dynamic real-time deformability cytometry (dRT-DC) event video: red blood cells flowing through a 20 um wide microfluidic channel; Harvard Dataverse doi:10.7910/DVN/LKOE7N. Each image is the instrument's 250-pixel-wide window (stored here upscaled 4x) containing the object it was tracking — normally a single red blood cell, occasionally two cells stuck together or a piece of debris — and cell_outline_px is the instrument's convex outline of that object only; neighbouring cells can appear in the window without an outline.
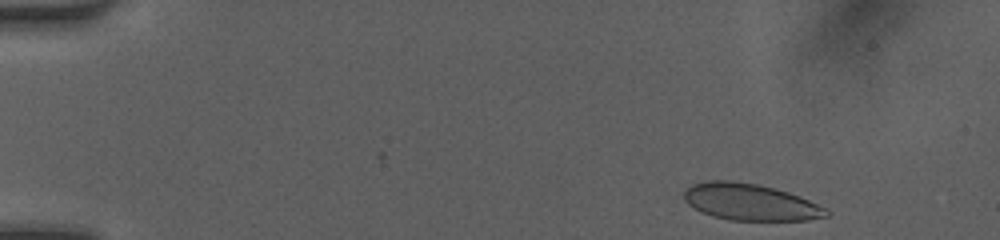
{"species": "human", "species_latin": "Homo sapiens", "temperature_condition": "room temperature", "stored_images_in_passage": 46, "camera_frame_rate_fps": 3000, "um_per_image_px": 0.085, "donor": {"sex": "female"}, "frame": {"image": 1, "passage_image": 2, "time_ms": 0.333, "image_size_px": [1000, 240], "cell_outline_px": [[832, 212], [828, 216], [808, 220], [732, 220], [712, 216], [688, 204], [684, 200], [684, 192], [692, 184], [708, 180], [732, 180], [756, 184], [788, 192], [828, 208]], "centroid_in_image_um": [63.8, 17.17], "position_along_channel_um": 21.2, "area_um2": 30.23}}
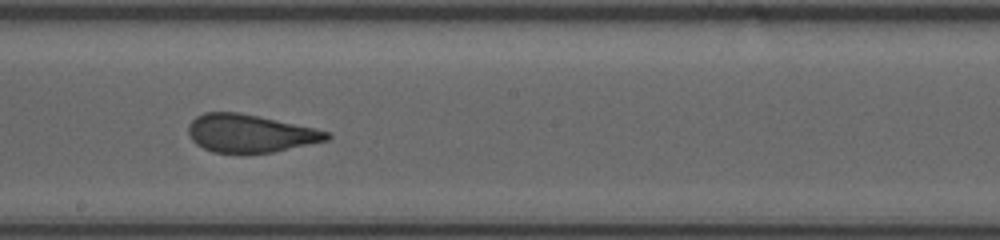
{"frame": {"image": 2, "passage_image": 25, "time_ms": 8.0, "image_size_px": [1000, 240], "cell_outline_px": [[332, 136], [328, 140], [272, 152], [212, 152], [196, 144], [192, 140], [188, 132], [188, 124], [196, 116], [204, 112], [236, 112], [256, 116], [332, 132]], "centroid_in_image_um": [21.23, 11.33], "position_along_channel_um": 227.0, "area_um2": 30.11}}
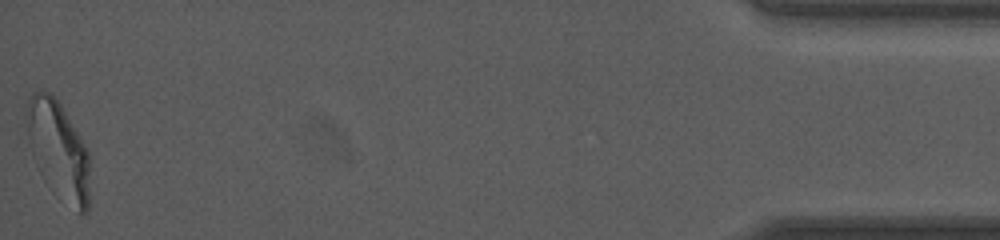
{"frame": {"image": 3, "passage_image": 46, "time_ms": 15.0, "image_size_px": [1000, 240], "cell_outline_px": [[88, 212], [80, 216], [28, 140], [24, 120], [24, 108], [28, 96], [32, 92], [40, 88], [48, 92], [60, 104], [88, 148]], "centroid_in_image_um": [4.98, 12.45], "position_along_channel_um": 430.2, "area_um2": 32.95}, "authors_computed_cell_mechanics": {"area_um2": 31.5877, "velocity_mm_per_s": 4.1433, "shape_relaxation_time_tau1_ms": null, "shape_relaxation_time_tau2_ms": 0.6739, "deformation_change_tau1": null, "deformation_change_tau2": 0.0611}}